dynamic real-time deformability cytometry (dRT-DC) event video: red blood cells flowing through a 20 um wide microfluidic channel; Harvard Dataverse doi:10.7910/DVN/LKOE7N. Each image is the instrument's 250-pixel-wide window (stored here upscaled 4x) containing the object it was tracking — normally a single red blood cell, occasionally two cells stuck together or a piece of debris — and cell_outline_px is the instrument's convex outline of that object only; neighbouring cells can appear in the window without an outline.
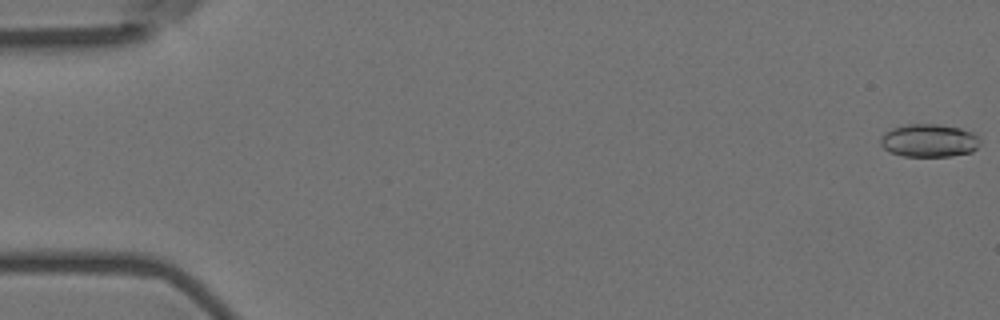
{"species": "Egyptian fruit bat (a non-hibernating species)", "species_latin": "Rousettus aegyptiacus", "temperature_condition": "room temperature", "stored_images_in_passage": 4, "camera_frame_rate_fps": 3000, "um_per_image_px": 0.085, "animal": {"sex": "female"}, "frame": {"image": 1, "passage_image": 1, "time_ms": 0.0, "image_size_px": [1000, 320], "cell_outline_px": [[980, 144], [972, 152], [952, 156], [904, 156], [888, 152], [880, 144], [880, 136], [884, 132], [892, 128], [908, 124], [940, 124], [960, 128], [976, 132], [980, 136]], "centroid_in_image_um": [78.99, 11.94], "position_along_channel_um": 6.0, "area_um2": 19.54}}